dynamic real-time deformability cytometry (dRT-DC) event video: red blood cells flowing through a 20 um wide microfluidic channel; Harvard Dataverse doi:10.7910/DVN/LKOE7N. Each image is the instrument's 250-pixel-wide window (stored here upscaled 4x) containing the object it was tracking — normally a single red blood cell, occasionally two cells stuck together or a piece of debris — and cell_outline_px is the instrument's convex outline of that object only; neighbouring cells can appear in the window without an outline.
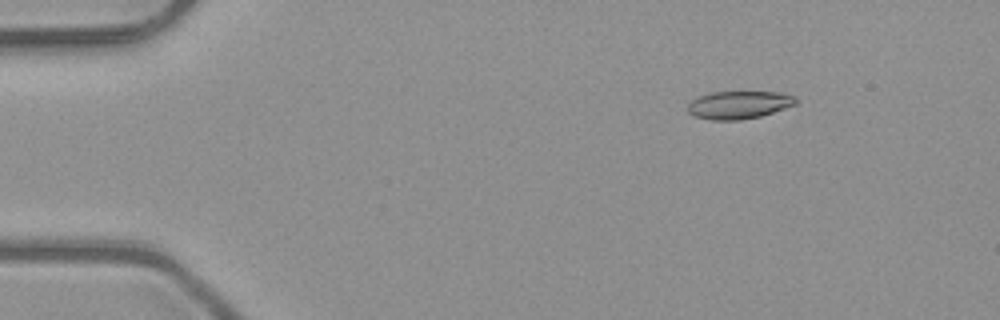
{"species": "common noctule bat (a hibernating species)", "species_latin": "Nyctalus noctula", "temperature_condition": "room temperature", "stored_images_in_passage": 5, "camera_frame_rate_fps": 3000, "um_per_image_px": 0.085, "animal": {"sex": "male", "body_mass_g": 23.1, "forearm_length_mm": 52.7}, "frame": {"image": 1, "passage_image": 1, "time_ms": 0.0, "image_size_px": [1000, 320], "cell_outline_px": [[800, 100], [796, 104], [760, 116], [740, 120], [712, 120], [692, 116], [688, 112], [688, 104], [696, 96], [708, 92], [776, 92], [792, 96]], "centroid_in_image_um": [62.75, 8.91], "position_along_channel_um": 22.3, "area_um2": 17.57}}
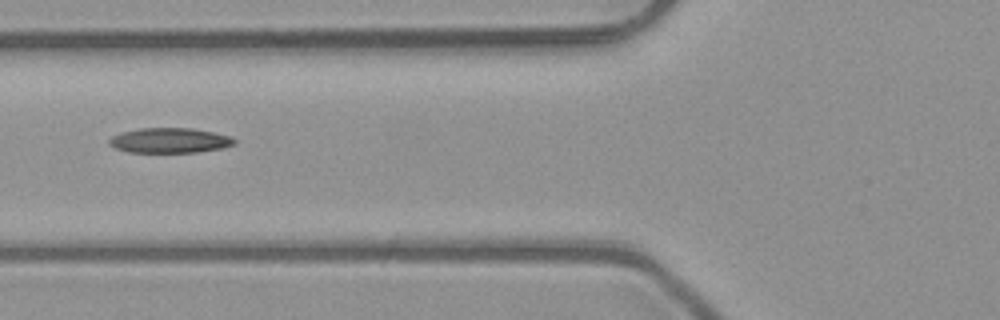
{"frame": {"image": 2, "passage_image": 4, "time_ms": 1.0, "image_size_px": [1000, 320], "cell_outline_px": [[236, 144], [224, 148], [196, 152], [128, 152], [116, 148], [108, 144], [108, 140], [112, 136], [124, 132], [140, 128], [192, 128], [232, 136], [236, 140]], "centroid_in_image_um": [14.46, 11.94], "position_along_channel_um": 111.3, "area_um2": 18.26}}
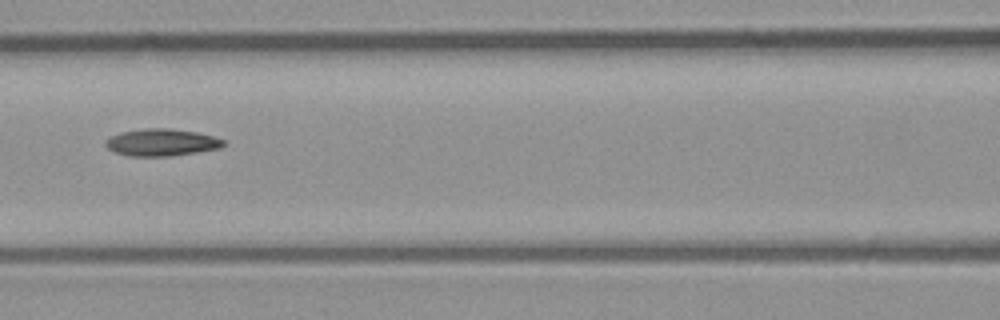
{"frame": {"image": 3, "passage_image": 5, "time_ms": 1.333, "image_size_px": [1000, 320], "cell_outline_px": [[224, 144], [220, 148], [196, 152], [168, 156], [128, 156], [116, 152], [108, 148], [104, 144], [104, 140], [120, 132], [144, 128], [168, 128], [196, 132], [212, 136], [224, 140]], "centroid_in_image_um": [13.69, 12.1], "position_along_channel_um": 152.9, "area_um2": 18.5}}